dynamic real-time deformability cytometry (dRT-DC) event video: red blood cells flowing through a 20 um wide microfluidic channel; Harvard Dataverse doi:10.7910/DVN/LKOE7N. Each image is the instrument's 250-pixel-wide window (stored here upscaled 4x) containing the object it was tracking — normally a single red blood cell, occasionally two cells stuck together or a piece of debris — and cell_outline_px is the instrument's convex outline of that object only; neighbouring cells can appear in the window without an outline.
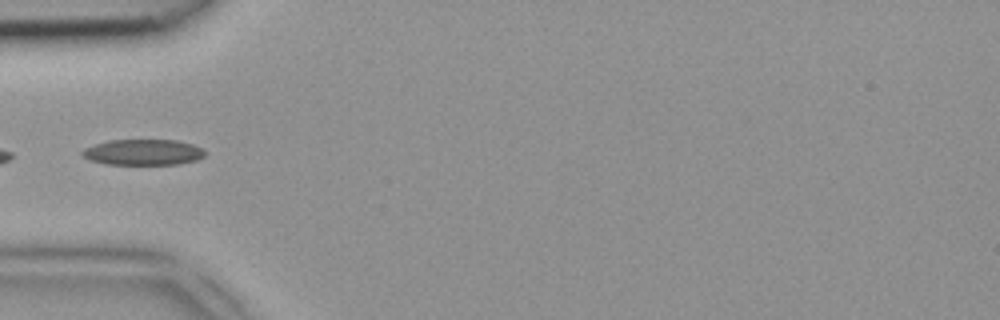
{"species": "common noctule bat (a hibernating species)", "species_latin": "Nyctalus noctula", "temperature_condition": "room temperature", "stored_images_in_passage": 33, "camera_frame_rate_fps": 3000, "um_per_image_px": 0.085, "animal": {"sex": "female", "body_mass_g": 18.4}, "frame": {"image": 1, "passage_image": 1, "time_ms": 0.0, "image_size_px": [1000, 320], "cell_outline_px": [[204, 156], [196, 160], [176, 164], [108, 164], [92, 160], [84, 156], [80, 152], [84, 148], [108, 140], [176, 140], [192, 144], [200, 148], [204, 152]], "centroid_in_image_um": [12.15, 12.93], "position_along_channel_um": 72.8, "area_um2": 18.15}}
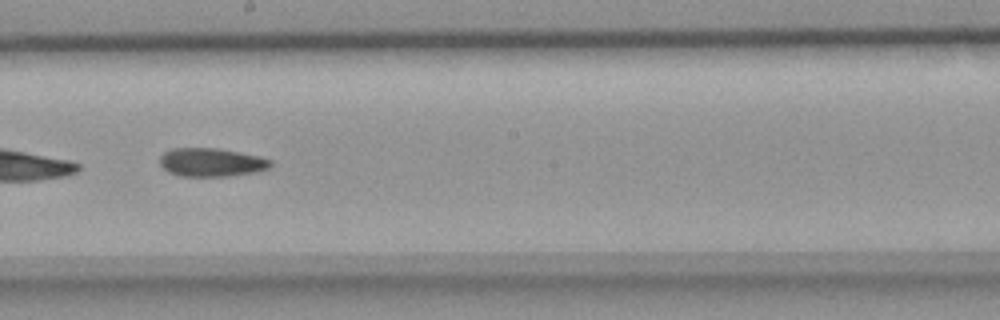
{"frame": {"image": 2, "passage_image": 12, "time_ms": 3.667, "image_size_px": [1000, 320], "cell_outline_px": [[272, 164], [268, 168], [260, 172], [228, 176], [180, 176], [168, 172], [160, 164], [160, 156], [164, 152], [172, 148], [216, 148], [260, 156], [272, 160]], "centroid_in_image_um": [17.98, 13.8], "position_along_channel_um": 230.2, "area_um2": 18.5}}
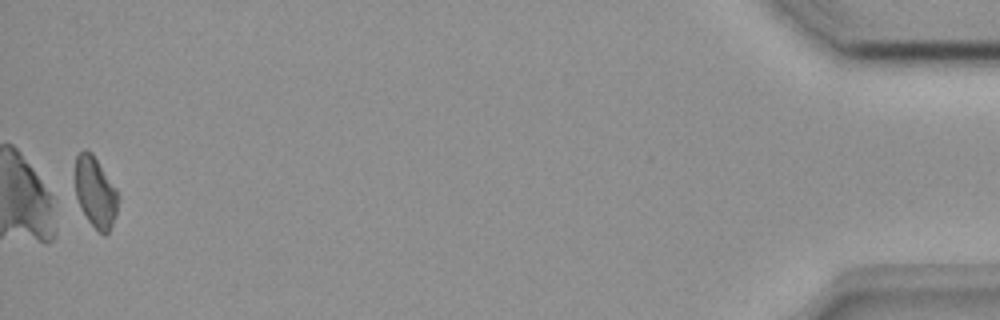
{"frame": {"image": 3, "passage_image": 32, "time_ms": 10.333, "image_size_px": [1000, 320], "cell_outline_px": [[120, 196], [116, 212], [112, 224], [108, 232], [104, 236], [88, 220], [80, 208], [76, 196], [76, 156], [84, 148], [92, 152], [116, 188]], "centroid_in_image_um": [8.12, 16.32], "position_along_channel_um": 427.1, "area_um2": 17.63}}